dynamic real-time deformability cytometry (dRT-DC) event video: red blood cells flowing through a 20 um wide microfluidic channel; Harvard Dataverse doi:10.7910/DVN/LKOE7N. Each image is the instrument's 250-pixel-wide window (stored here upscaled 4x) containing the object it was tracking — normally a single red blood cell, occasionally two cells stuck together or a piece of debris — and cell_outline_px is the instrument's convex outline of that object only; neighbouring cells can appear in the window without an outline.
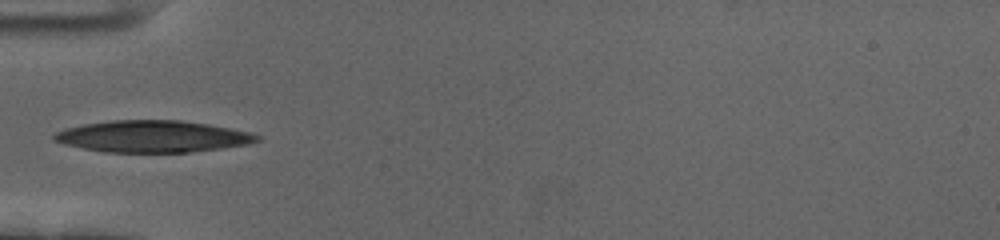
{"species": "human", "species_latin": "Homo sapiens", "temperature_condition": "cold", "stored_images_in_passage": 40, "camera_frame_rate_fps": 3000, "um_per_image_px": 0.085, "donor": {"sex": "female"}, "frame": {"image": 1, "passage_image": 1, "time_ms": 0.0, "image_size_px": [1000, 240], "cell_outline_px": [[260, 140], [248, 144], [192, 152], [108, 152], [84, 148], [64, 144], [52, 140], [52, 136], [56, 132], [64, 128], [84, 124], [112, 120], [180, 120], [208, 124], [248, 132], [260, 136]], "centroid_in_image_um": [12.94, 11.59], "position_along_channel_um": 72.1, "area_um2": 37.34}}
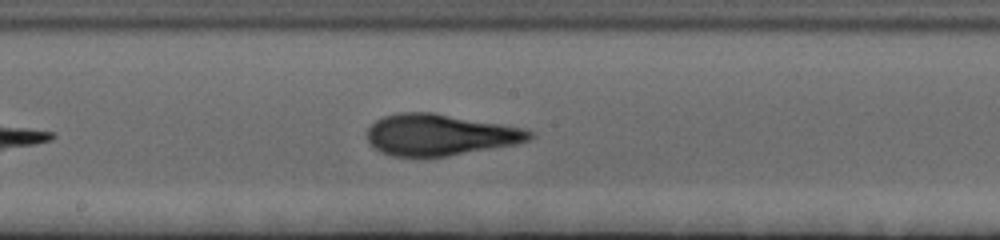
{"frame": {"image": 2, "passage_image": 13, "time_ms": 4.0, "image_size_px": [1000, 240], "cell_outline_px": [[536, 136], [528, 140], [516, 144], [448, 156], [424, 160], [392, 156], [380, 152], [368, 140], [368, 128], [376, 120], [384, 116], [396, 112], [436, 112], [524, 128], [536, 132]], "centroid_in_image_um": [37.4, 11.48], "position_along_channel_um": 210.8, "area_um2": 40.11}}
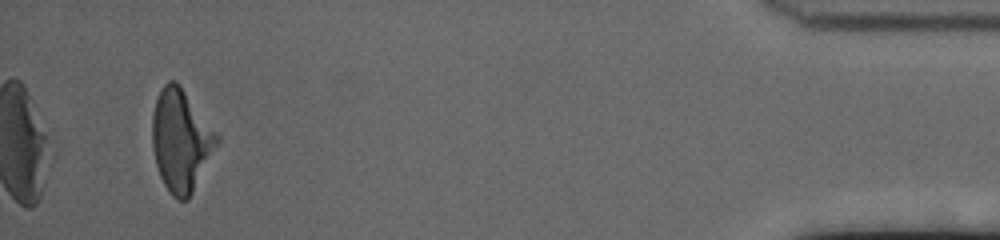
{"frame": {"image": 3, "passage_image": 37, "time_ms": 12.0, "image_size_px": [1000, 240], "cell_outline_px": [[220, 140], [188, 200], [176, 200], [168, 192], [160, 176], [156, 164], [152, 148], [152, 116], [156, 100], [164, 84], [168, 80], [176, 80], [180, 84], [220, 136]], "centroid_in_image_um": [15.37, 11.93], "position_along_channel_um": 419.8, "area_um2": 38.44}, "authors_computed_cell_mechanics": {"area_um2": 38.3214, "velocity_mm_per_s": 3.4583, "shape_relaxation_time_tau1_ms": 4.0498, "shape_relaxation_time_tau2_ms": 1.7115, "deformation_change_tau1": 0.1848, "deformation_change_tau2": 0.1005}}